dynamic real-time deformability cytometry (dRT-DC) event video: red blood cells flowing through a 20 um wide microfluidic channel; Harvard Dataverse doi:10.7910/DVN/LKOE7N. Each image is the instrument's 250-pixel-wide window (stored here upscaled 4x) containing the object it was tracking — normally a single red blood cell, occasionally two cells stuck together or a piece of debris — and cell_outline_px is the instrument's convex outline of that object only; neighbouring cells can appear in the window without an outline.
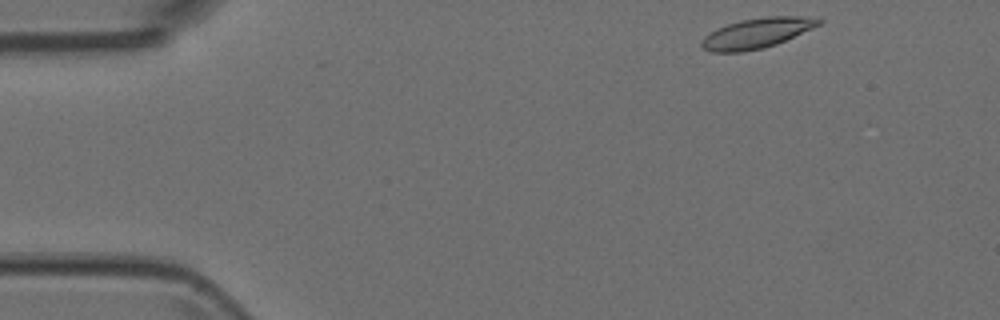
{"species": "Egyptian fruit bat (a non-hibernating species)", "species_latin": "Rousettus aegyptiacus", "temperature_condition": "room temperature", "stored_images_in_passage": 5, "camera_frame_rate_fps": 3000, "um_per_image_px": 0.085, "animal": {"sex": "female"}, "frame": {"image": 1, "passage_image": 1, "time_ms": 0.0, "image_size_px": [1000, 320], "cell_outline_px": [[824, 20], [820, 24], [812, 28], [776, 44], [764, 48], [744, 52], [708, 52], [700, 44], [700, 40], [704, 36], [716, 28], [740, 20], [764, 16], [820, 16]], "centroid_in_image_um": [64.34, 2.8], "position_along_channel_um": 20.7, "area_um2": 20.87}}
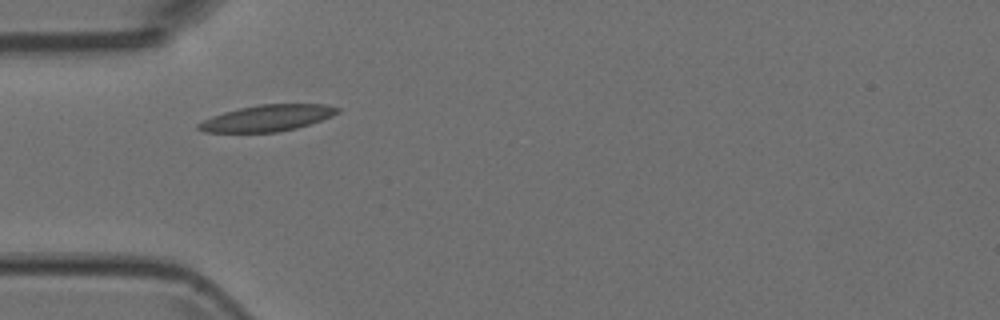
{"frame": {"image": 2, "passage_image": 4, "time_ms": 1.0, "image_size_px": [1000, 320], "cell_outline_px": [[340, 112], [332, 116], [296, 128], [276, 132], [204, 132], [196, 128], [196, 124], [212, 116], [224, 112], [240, 108], [260, 104], [324, 104], [340, 108]], "centroid_in_image_um": [22.71, 10.03], "position_along_channel_um": 62.3, "area_um2": 21.15}}
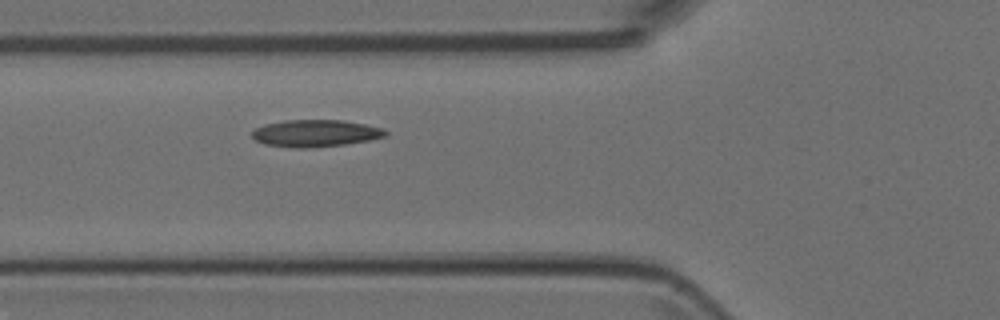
{"frame": {"image": 3, "passage_image": 5, "time_ms": 1.333, "image_size_px": [1000, 320], "cell_outline_px": [[388, 132], [384, 136], [368, 140], [344, 144], [308, 148], [296, 148], [264, 144], [256, 140], [252, 136], [252, 132], [256, 128], [264, 124], [284, 120], [344, 120], [384, 128]], "centroid_in_image_um": [26.8, 11.32], "position_along_channel_um": 99.0, "area_um2": 20.92}}